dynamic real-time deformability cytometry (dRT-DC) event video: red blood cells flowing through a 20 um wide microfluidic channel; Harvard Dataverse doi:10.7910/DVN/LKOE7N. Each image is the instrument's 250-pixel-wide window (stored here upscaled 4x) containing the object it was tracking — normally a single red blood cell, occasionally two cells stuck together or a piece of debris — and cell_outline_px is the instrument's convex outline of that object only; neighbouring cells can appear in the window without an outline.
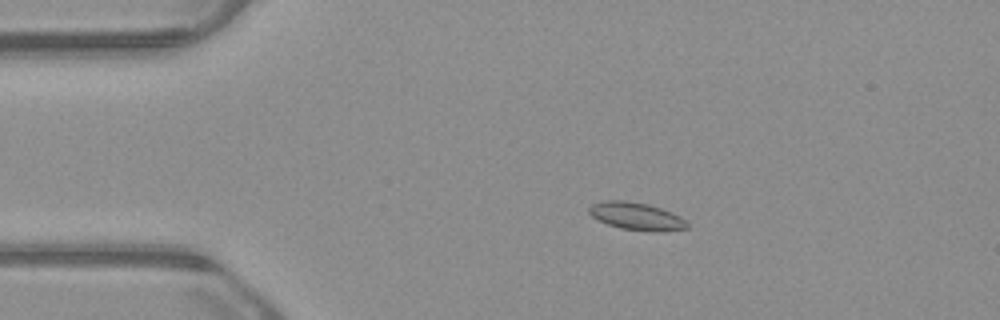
{"species": "common noctule bat (a hibernating species)", "species_latin": "Nyctalus noctula", "temperature_condition": "warm", "stored_images_in_passage": 54, "camera_frame_rate_fps": 3000, "um_per_image_px": 0.085, "animal": {"sex": "male", "body_mass_g": 23.1, "forearm_length_mm": 52.7}, "frame": {"image": 1, "passage_image": 11, "time_ms": 3.333, "image_size_px": [1000, 320], "cell_outline_px": [[688, 228], [656, 232], [620, 228], [596, 220], [588, 212], [588, 208], [592, 204], [604, 200], [624, 200], [648, 204], [672, 212], [680, 216], [688, 224]], "centroid_in_image_um": [54.07, 18.37], "position_along_channel_um": 30.9, "area_um2": 15.78}}
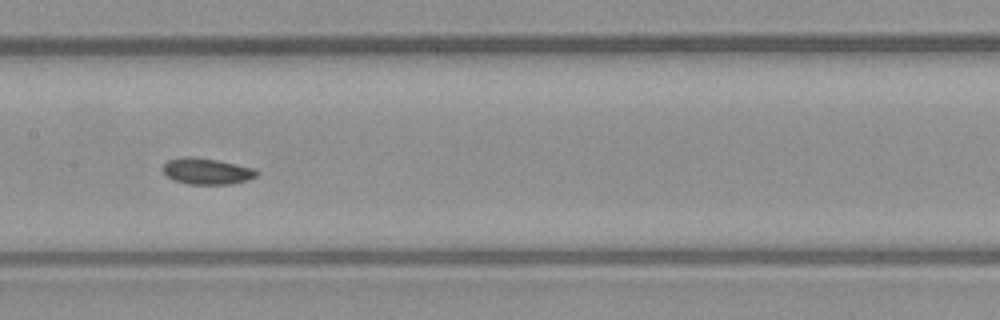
{"frame": {"image": 2, "passage_image": 27, "time_ms": 8.667, "image_size_px": [1000, 320], "cell_outline_px": [[260, 172], [256, 176], [248, 180], [232, 184], [188, 184], [172, 180], [160, 168], [168, 160], [180, 156], [196, 156], [256, 168]], "centroid_in_image_um": [17.57, 14.54], "position_along_channel_um": 189.8, "area_um2": 14.62}}
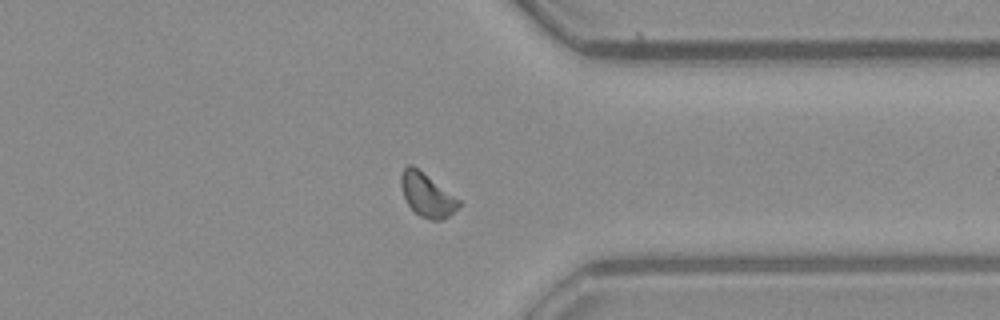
{"frame": {"image": 3, "passage_image": 42, "time_ms": 13.667, "image_size_px": [1000, 320], "cell_outline_px": [[464, 204], [448, 216], [440, 220], [432, 220], [420, 216], [408, 204], [404, 196], [400, 184], [400, 176], [404, 168], [408, 164], [412, 164], [460, 200]], "centroid_in_image_um": [36.3, 16.57], "position_along_channel_um": 375.1, "area_um2": 14.51}}